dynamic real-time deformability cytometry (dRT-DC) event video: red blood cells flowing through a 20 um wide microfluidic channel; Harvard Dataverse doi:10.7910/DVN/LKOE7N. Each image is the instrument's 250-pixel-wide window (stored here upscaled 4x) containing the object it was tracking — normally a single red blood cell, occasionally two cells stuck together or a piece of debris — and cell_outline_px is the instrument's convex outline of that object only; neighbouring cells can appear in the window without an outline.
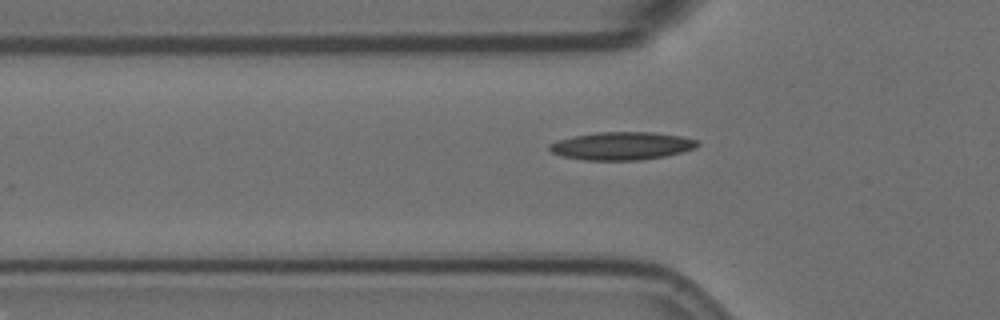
{"species": "Egyptian fruit bat (a non-hibernating species)", "species_latin": "Rousettus aegyptiacus", "temperature_condition": "room temperature", "stored_images_in_passage": 35, "camera_frame_rate_fps": 3000, "um_per_image_px": 0.085, "animal": {"sex": "female"}, "frame": {"image": 1, "passage_image": 7, "time_ms": 2.0, "image_size_px": [1000, 320], "cell_outline_px": [[700, 144], [696, 148], [664, 156], [636, 160], [588, 160], [560, 156], [552, 152], [548, 148], [548, 144], [572, 136], [596, 132], [652, 132], [680, 136], [700, 140]], "centroid_in_image_um": [52.85, 12.39], "position_along_channel_um": 73.0, "area_um2": 24.04}}
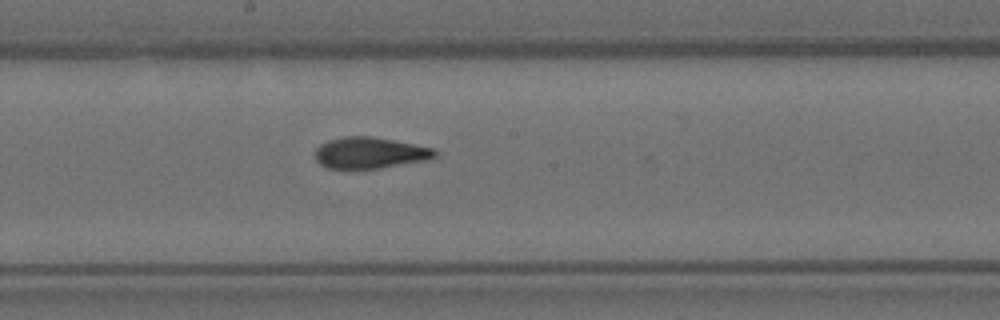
{"frame": {"image": 2, "passage_image": 19, "time_ms": 6.0, "image_size_px": [1000, 320], "cell_outline_px": [[436, 156], [428, 160], [380, 168], [328, 168], [320, 164], [316, 160], [316, 148], [320, 144], [328, 140], [344, 136], [372, 136], [436, 148]], "centroid_in_image_um": [31.46, 12.98], "position_along_channel_um": 216.7, "area_um2": 21.85}}
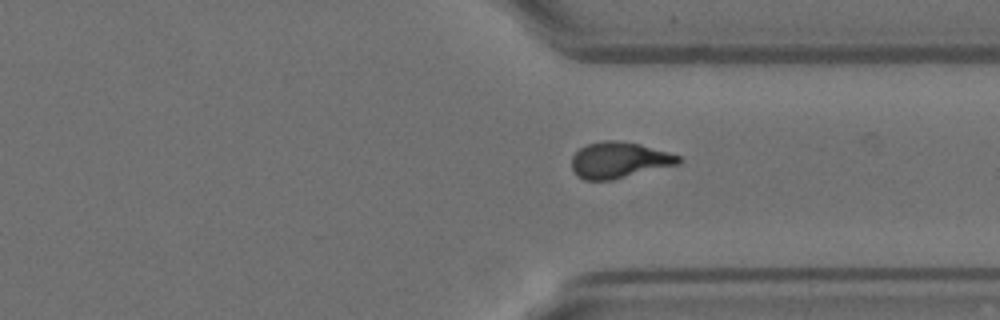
{"frame": {"image": 3, "passage_image": 31, "time_ms": 10.0, "image_size_px": [1000, 320], "cell_outline_px": [[684, 160], [680, 164], [612, 180], [584, 180], [576, 176], [572, 168], [572, 156], [580, 148], [588, 144], [604, 140], [616, 140], [640, 144], [668, 152], [680, 156]], "centroid_in_image_um": [52.64, 13.61], "position_along_channel_um": 358.8, "area_um2": 22.6}}